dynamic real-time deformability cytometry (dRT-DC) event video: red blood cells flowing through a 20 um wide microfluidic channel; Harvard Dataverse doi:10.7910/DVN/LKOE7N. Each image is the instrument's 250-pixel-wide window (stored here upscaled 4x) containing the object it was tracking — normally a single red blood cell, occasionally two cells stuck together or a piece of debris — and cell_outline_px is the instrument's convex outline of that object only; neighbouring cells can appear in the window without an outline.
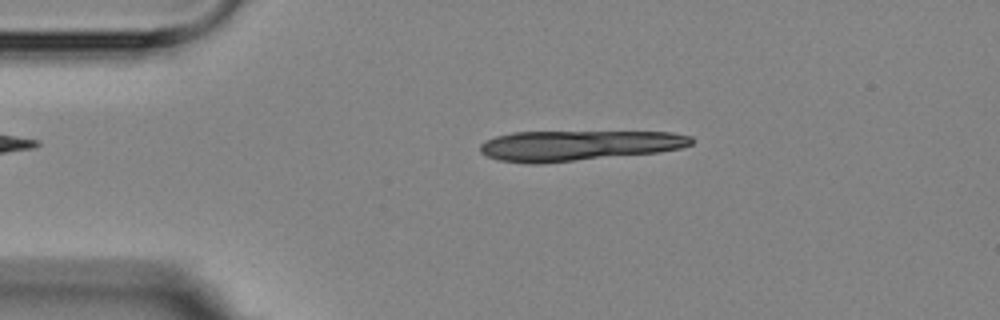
{"species": "Egyptian fruit bat (a non-hibernating species)", "species_latin": "Rousettus aegyptiacus", "temperature_condition": "room temperature", "stored_images_in_passage": 5, "segment_of_instrument_passage": [1, 2], "camera_frame_rate_fps": 3000, "um_per_image_px": 0.085, "animal": {"sex": "female"}, "frame": {"image": 1, "passage_image": 3, "time_ms": 2.0, "image_size_px": [1000, 320], "cell_outline_px": [[696, 140], [692, 144], [680, 148], [660, 152], [540, 164], [532, 164], [500, 160], [488, 156], [480, 152], [480, 144], [484, 140], [496, 136], [512, 132], [672, 132], [692, 136]], "centroid_in_image_um": [49.18, 12.37], "position_along_channel_um": 35.8, "area_um2": 37.45}}